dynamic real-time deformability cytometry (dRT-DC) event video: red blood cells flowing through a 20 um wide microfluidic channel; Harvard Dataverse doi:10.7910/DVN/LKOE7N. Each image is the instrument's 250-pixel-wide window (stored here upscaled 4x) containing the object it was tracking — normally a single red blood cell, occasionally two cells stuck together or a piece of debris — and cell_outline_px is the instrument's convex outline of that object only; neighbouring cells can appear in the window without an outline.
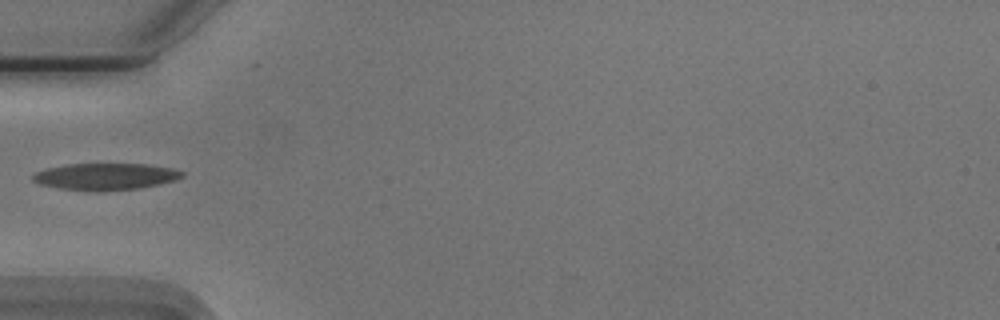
{"species": "Egyptian fruit bat (a non-hibernating species)", "species_latin": "Rousettus aegyptiacus", "temperature_condition": "cold", "stored_images_in_passage": 37, "camera_frame_rate_fps": 3000, "um_per_image_px": 0.085, "animal": {"sex": "male"}, "frame": {"image": 1, "passage_image": 1, "time_ms": 0.0, "image_size_px": [1000, 320], "cell_outline_px": [[184, 176], [176, 180], [160, 184], [136, 188], [60, 188], [40, 184], [32, 180], [32, 176], [36, 172], [44, 168], [68, 164], [148, 164], [172, 168], [184, 172]], "centroid_in_image_um": [9.0, 14.95], "position_along_channel_um": 76.0, "area_um2": 22.25}}